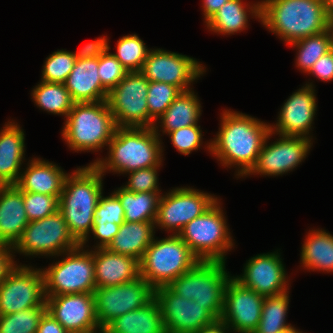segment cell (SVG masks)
I'll return each mask as SVG.
<instances>
[{
  "instance_id": "1",
  "label": "cell",
  "mask_w": 333,
  "mask_h": 333,
  "mask_svg": "<svg viewBox=\"0 0 333 333\" xmlns=\"http://www.w3.org/2000/svg\"><path fill=\"white\" fill-rule=\"evenodd\" d=\"M270 126L247 114L225 110L221 128L207 148L222 166H239L236 175L243 177L255 166Z\"/></svg>"
},
{
  "instance_id": "2",
  "label": "cell",
  "mask_w": 333,
  "mask_h": 333,
  "mask_svg": "<svg viewBox=\"0 0 333 333\" xmlns=\"http://www.w3.org/2000/svg\"><path fill=\"white\" fill-rule=\"evenodd\" d=\"M103 176L91 164L77 168L66 177L59 198L58 211L66 221L70 234L82 247L93 227L95 208L103 193Z\"/></svg>"
},
{
  "instance_id": "3",
  "label": "cell",
  "mask_w": 333,
  "mask_h": 333,
  "mask_svg": "<svg viewBox=\"0 0 333 333\" xmlns=\"http://www.w3.org/2000/svg\"><path fill=\"white\" fill-rule=\"evenodd\" d=\"M260 20L287 44L325 31L329 22L323 0H263Z\"/></svg>"
},
{
  "instance_id": "4",
  "label": "cell",
  "mask_w": 333,
  "mask_h": 333,
  "mask_svg": "<svg viewBox=\"0 0 333 333\" xmlns=\"http://www.w3.org/2000/svg\"><path fill=\"white\" fill-rule=\"evenodd\" d=\"M158 126L153 128L117 127L109 142V156L91 163L102 174L106 170L128 173L141 168L160 166L162 146Z\"/></svg>"
},
{
  "instance_id": "5",
  "label": "cell",
  "mask_w": 333,
  "mask_h": 333,
  "mask_svg": "<svg viewBox=\"0 0 333 333\" xmlns=\"http://www.w3.org/2000/svg\"><path fill=\"white\" fill-rule=\"evenodd\" d=\"M66 118L62 137L75 151H98L108 146L117 129L107 100L74 103Z\"/></svg>"
},
{
  "instance_id": "6",
  "label": "cell",
  "mask_w": 333,
  "mask_h": 333,
  "mask_svg": "<svg viewBox=\"0 0 333 333\" xmlns=\"http://www.w3.org/2000/svg\"><path fill=\"white\" fill-rule=\"evenodd\" d=\"M231 276L223 261H199L188 272L172 281L168 287L184 299L194 300L216 320H220L225 289Z\"/></svg>"
},
{
  "instance_id": "7",
  "label": "cell",
  "mask_w": 333,
  "mask_h": 333,
  "mask_svg": "<svg viewBox=\"0 0 333 333\" xmlns=\"http://www.w3.org/2000/svg\"><path fill=\"white\" fill-rule=\"evenodd\" d=\"M200 260L190 247L175 234L153 239L140 260V276L154 289L168 286L188 272Z\"/></svg>"
},
{
  "instance_id": "8",
  "label": "cell",
  "mask_w": 333,
  "mask_h": 333,
  "mask_svg": "<svg viewBox=\"0 0 333 333\" xmlns=\"http://www.w3.org/2000/svg\"><path fill=\"white\" fill-rule=\"evenodd\" d=\"M219 205L220 202L216 200L178 233L200 261L225 262L226 252L233 247V239Z\"/></svg>"
},
{
  "instance_id": "9",
  "label": "cell",
  "mask_w": 333,
  "mask_h": 333,
  "mask_svg": "<svg viewBox=\"0 0 333 333\" xmlns=\"http://www.w3.org/2000/svg\"><path fill=\"white\" fill-rule=\"evenodd\" d=\"M65 255L66 258L42 270L46 297L94 293L93 251H85L79 245Z\"/></svg>"
},
{
  "instance_id": "10",
  "label": "cell",
  "mask_w": 333,
  "mask_h": 333,
  "mask_svg": "<svg viewBox=\"0 0 333 333\" xmlns=\"http://www.w3.org/2000/svg\"><path fill=\"white\" fill-rule=\"evenodd\" d=\"M149 80L139 72H128L109 92L107 102L117 127L153 128L148 114Z\"/></svg>"
},
{
  "instance_id": "11",
  "label": "cell",
  "mask_w": 333,
  "mask_h": 333,
  "mask_svg": "<svg viewBox=\"0 0 333 333\" xmlns=\"http://www.w3.org/2000/svg\"><path fill=\"white\" fill-rule=\"evenodd\" d=\"M79 245L70 234L62 214L57 211L41 220L29 222L13 250L27 256H59Z\"/></svg>"
},
{
  "instance_id": "12",
  "label": "cell",
  "mask_w": 333,
  "mask_h": 333,
  "mask_svg": "<svg viewBox=\"0 0 333 333\" xmlns=\"http://www.w3.org/2000/svg\"><path fill=\"white\" fill-rule=\"evenodd\" d=\"M34 307H46L42 269L16 264L0 283V315Z\"/></svg>"
},
{
  "instance_id": "13",
  "label": "cell",
  "mask_w": 333,
  "mask_h": 333,
  "mask_svg": "<svg viewBox=\"0 0 333 333\" xmlns=\"http://www.w3.org/2000/svg\"><path fill=\"white\" fill-rule=\"evenodd\" d=\"M155 289L141 276L116 286L94 290L95 314L103 330L115 318L141 308L154 298Z\"/></svg>"
},
{
  "instance_id": "14",
  "label": "cell",
  "mask_w": 333,
  "mask_h": 333,
  "mask_svg": "<svg viewBox=\"0 0 333 333\" xmlns=\"http://www.w3.org/2000/svg\"><path fill=\"white\" fill-rule=\"evenodd\" d=\"M216 200L217 197L190 187L175 188L160 197L154 225L178 235L187 223L199 217Z\"/></svg>"
},
{
  "instance_id": "15",
  "label": "cell",
  "mask_w": 333,
  "mask_h": 333,
  "mask_svg": "<svg viewBox=\"0 0 333 333\" xmlns=\"http://www.w3.org/2000/svg\"><path fill=\"white\" fill-rule=\"evenodd\" d=\"M166 333H195L216 319L194 300L184 299L168 286L154 291Z\"/></svg>"
},
{
  "instance_id": "16",
  "label": "cell",
  "mask_w": 333,
  "mask_h": 333,
  "mask_svg": "<svg viewBox=\"0 0 333 333\" xmlns=\"http://www.w3.org/2000/svg\"><path fill=\"white\" fill-rule=\"evenodd\" d=\"M197 60L175 52L150 49L140 72L149 80L190 90V84L205 70Z\"/></svg>"
},
{
  "instance_id": "17",
  "label": "cell",
  "mask_w": 333,
  "mask_h": 333,
  "mask_svg": "<svg viewBox=\"0 0 333 333\" xmlns=\"http://www.w3.org/2000/svg\"><path fill=\"white\" fill-rule=\"evenodd\" d=\"M263 302V296L243 286L233 276L225 289L220 320L234 332L253 333L261 319Z\"/></svg>"
},
{
  "instance_id": "18",
  "label": "cell",
  "mask_w": 333,
  "mask_h": 333,
  "mask_svg": "<svg viewBox=\"0 0 333 333\" xmlns=\"http://www.w3.org/2000/svg\"><path fill=\"white\" fill-rule=\"evenodd\" d=\"M273 133L270 131L266 137L257 162L247 174H260L278 176L292 171L307 156L312 146L311 138L283 136L275 143L267 145Z\"/></svg>"
},
{
  "instance_id": "19",
  "label": "cell",
  "mask_w": 333,
  "mask_h": 333,
  "mask_svg": "<svg viewBox=\"0 0 333 333\" xmlns=\"http://www.w3.org/2000/svg\"><path fill=\"white\" fill-rule=\"evenodd\" d=\"M46 307L68 333L103 331L97 323L94 293L49 296Z\"/></svg>"
},
{
  "instance_id": "20",
  "label": "cell",
  "mask_w": 333,
  "mask_h": 333,
  "mask_svg": "<svg viewBox=\"0 0 333 333\" xmlns=\"http://www.w3.org/2000/svg\"><path fill=\"white\" fill-rule=\"evenodd\" d=\"M281 260L278 252L258 254L246 262L244 274L234 278L263 297L284 293L288 283Z\"/></svg>"
},
{
  "instance_id": "21",
  "label": "cell",
  "mask_w": 333,
  "mask_h": 333,
  "mask_svg": "<svg viewBox=\"0 0 333 333\" xmlns=\"http://www.w3.org/2000/svg\"><path fill=\"white\" fill-rule=\"evenodd\" d=\"M313 85L307 84L294 92L281 108L276 125L270 131L283 136L304 137L311 130L317 109Z\"/></svg>"
},
{
  "instance_id": "22",
  "label": "cell",
  "mask_w": 333,
  "mask_h": 333,
  "mask_svg": "<svg viewBox=\"0 0 333 333\" xmlns=\"http://www.w3.org/2000/svg\"><path fill=\"white\" fill-rule=\"evenodd\" d=\"M93 251L96 288L120 285L140 276L136 258L114 253L107 248Z\"/></svg>"
},
{
  "instance_id": "23",
  "label": "cell",
  "mask_w": 333,
  "mask_h": 333,
  "mask_svg": "<svg viewBox=\"0 0 333 333\" xmlns=\"http://www.w3.org/2000/svg\"><path fill=\"white\" fill-rule=\"evenodd\" d=\"M28 224L23 191L16 185L0 186V244L14 247Z\"/></svg>"
},
{
  "instance_id": "24",
  "label": "cell",
  "mask_w": 333,
  "mask_h": 333,
  "mask_svg": "<svg viewBox=\"0 0 333 333\" xmlns=\"http://www.w3.org/2000/svg\"><path fill=\"white\" fill-rule=\"evenodd\" d=\"M98 67L99 58L76 60L64 83L74 103L107 100L109 92L101 84Z\"/></svg>"
},
{
  "instance_id": "25",
  "label": "cell",
  "mask_w": 333,
  "mask_h": 333,
  "mask_svg": "<svg viewBox=\"0 0 333 333\" xmlns=\"http://www.w3.org/2000/svg\"><path fill=\"white\" fill-rule=\"evenodd\" d=\"M24 135L15 122H8L0 131V186L15 185L20 178L25 157Z\"/></svg>"
},
{
  "instance_id": "26",
  "label": "cell",
  "mask_w": 333,
  "mask_h": 333,
  "mask_svg": "<svg viewBox=\"0 0 333 333\" xmlns=\"http://www.w3.org/2000/svg\"><path fill=\"white\" fill-rule=\"evenodd\" d=\"M30 162L15 185L21 191L61 196L68 174L52 162L39 158Z\"/></svg>"
},
{
  "instance_id": "27",
  "label": "cell",
  "mask_w": 333,
  "mask_h": 333,
  "mask_svg": "<svg viewBox=\"0 0 333 333\" xmlns=\"http://www.w3.org/2000/svg\"><path fill=\"white\" fill-rule=\"evenodd\" d=\"M103 333H166L158 302L153 298L145 306L115 318Z\"/></svg>"
},
{
  "instance_id": "28",
  "label": "cell",
  "mask_w": 333,
  "mask_h": 333,
  "mask_svg": "<svg viewBox=\"0 0 333 333\" xmlns=\"http://www.w3.org/2000/svg\"><path fill=\"white\" fill-rule=\"evenodd\" d=\"M154 222L125 221L107 249L136 258L139 262L154 239Z\"/></svg>"
},
{
  "instance_id": "29",
  "label": "cell",
  "mask_w": 333,
  "mask_h": 333,
  "mask_svg": "<svg viewBox=\"0 0 333 333\" xmlns=\"http://www.w3.org/2000/svg\"><path fill=\"white\" fill-rule=\"evenodd\" d=\"M201 111V104L190 89L182 91L157 121H161L163 133H169L179 128L198 125Z\"/></svg>"
},
{
  "instance_id": "30",
  "label": "cell",
  "mask_w": 333,
  "mask_h": 333,
  "mask_svg": "<svg viewBox=\"0 0 333 333\" xmlns=\"http://www.w3.org/2000/svg\"><path fill=\"white\" fill-rule=\"evenodd\" d=\"M242 2V0H229L225 3L206 23L208 29L216 33L230 35L246 29L248 22L247 12L261 19V2L251 5L247 10Z\"/></svg>"
},
{
  "instance_id": "31",
  "label": "cell",
  "mask_w": 333,
  "mask_h": 333,
  "mask_svg": "<svg viewBox=\"0 0 333 333\" xmlns=\"http://www.w3.org/2000/svg\"><path fill=\"white\" fill-rule=\"evenodd\" d=\"M301 264L313 271L333 272V236L324 230H312L302 245Z\"/></svg>"
},
{
  "instance_id": "32",
  "label": "cell",
  "mask_w": 333,
  "mask_h": 333,
  "mask_svg": "<svg viewBox=\"0 0 333 333\" xmlns=\"http://www.w3.org/2000/svg\"><path fill=\"white\" fill-rule=\"evenodd\" d=\"M129 222H155L161 195L158 192H131L124 187L114 190Z\"/></svg>"
},
{
  "instance_id": "33",
  "label": "cell",
  "mask_w": 333,
  "mask_h": 333,
  "mask_svg": "<svg viewBox=\"0 0 333 333\" xmlns=\"http://www.w3.org/2000/svg\"><path fill=\"white\" fill-rule=\"evenodd\" d=\"M289 291L264 297L261 319L253 333H282L291 327L286 323V314L289 305Z\"/></svg>"
},
{
  "instance_id": "34",
  "label": "cell",
  "mask_w": 333,
  "mask_h": 333,
  "mask_svg": "<svg viewBox=\"0 0 333 333\" xmlns=\"http://www.w3.org/2000/svg\"><path fill=\"white\" fill-rule=\"evenodd\" d=\"M35 104L53 114L67 117L73 107V100L65 84L41 81L32 91Z\"/></svg>"
},
{
  "instance_id": "35",
  "label": "cell",
  "mask_w": 333,
  "mask_h": 333,
  "mask_svg": "<svg viewBox=\"0 0 333 333\" xmlns=\"http://www.w3.org/2000/svg\"><path fill=\"white\" fill-rule=\"evenodd\" d=\"M289 45L298 47L296 64L303 72H309L313 64L330 51V37L327 30L297 40Z\"/></svg>"
},
{
  "instance_id": "36",
  "label": "cell",
  "mask_w": 333,
  "mask_h": 333,
  "mask_svg": "<svg viewBox=\"0 0 333 333\" xmlns=\"http://www.w3.org/2000/svg\"><path fill=\"white\" fill-rule=\"evenodd\" d=\"M150 50L136 35H126L118 40L117 53H113L116 59L128 72H139Z\"/></svg>"
},
{
  "instance_id": "37",
  "label": "cell",
  "mask_w": 333,
  "mask_h": 333,
  "mask_svg": "<svg viewBox=\"0 0 333 333\" xmlns=\"http://www.w3.org/2000/svg\"><path fill=\"white\" fill-rule=\"evenodd\" d=\"M46 311L47 307H34L0 315V333H37L39 322Z\"/></svg>"
},
{
  "instance_id": "38",
  "label": "cell",
  "mask_w": 333,
  "mask_h": 333,
  "mask_svg": "<svg viewBox=\"0 0 333 333\" xmlns=\"http://www.w3.org/2000/svg\"><path fill=\"white\" fill-rule=\"evenodd\" d=\"M181 92L176 86L150 81L147 92L149 117L156 122Z\"/></svg>"
},
{
  "instance_id": "39",
  "label": "cell",
  "mask_w": 333,
  "mask_h": 333,
  "mask_svg": "<svg viewBox=\"0 0 333 333\" xmlns=\"http://www.w3.org/2000/svg\"><path fill=\"white\" fill-rule=\"evenodd\" d=\"M76 60L74 52L66 50L53 52V54L46 58L41 81L64 84Z\"/></svg>"
},
{
  "instance_id": "40",
  "label": "cell",
  "mask_w": 333,
  "mask_h": 333,
  "mask_svg": "<svg viewBox=\"0 0 333 333\" xmlns=\"http://www.w3.org/2000/svg\"><path fill=\"white\" fill-rule=\"evenodd\" d=\"M60 196L23 191V201L29 222L41 220L59 209Z\"/></svg>"
},
{
  "instance_id": "41",
  "label": "cell",
  "mask_w": 333,
  "mask_h": 333,
  "mask_svg": "<svg viewBox=\"0 0 333 333\" xmlns=\"http://www.w3.org/2000/svg\"><path fill=\"white\" fill-rule=\"evenodd\" d=\"M128 73L109 50L99 57L98 75L102 86L110 92Z\"/></svg>"
},
{
  "instance_id": "42",
  "label": "cell",
  "mask_w": 333,
  "mask_h": 333,
  "mask_svg": "<svg viewBox=\"0 0 333 333\" xmlns=\"http://www.w3.org/2000/svg\"><path fill=\"white\" fill-rule=\"evenodd\" d=\"M124 222V209L119 198L114 193L107 197L101 195L95 208L93 223L122 225Z\"/></svg>"
},
{
  "instance_id": "43",
  "label": "cell",
  "mask_w": 333,
  "mask_h": 333,
  "mask_svg": "<svg viewBox=\"0 0 333 333\" xmlns=\"http://www.w3.org/2000/svg\"><path fill=\"white\" fill-rule=\"evenodd\" d=\"M173 146L184 155L200 148L202 144V130L198 125H191L168 133Z\"/></svg>"
},
{
  "instance_id": "44",
  "label": "cell",
  "mask_w": 333,
  "mask_h": 333,
  "mask_svg": "<svg viewBox=\"0 0 333 333\" xmlns=\"http://www.w3.org/2000/svg\"><path fill=\"white\" fill-rule=\"evenodd\" d=\"M159 166H153L150 168H141L128 172L130 175L127 185L123 186L126 190L131 192H158V177L157 170Z\"/></svg>"
},
{
  "instance_id": "45",
  "label": "cell",
  "mask_w": 333,
  "mask_h": 333,
  "mask_svg": "<svg viewBox=\"0 0 333 333\" xmlns=\"http://www.w3.org/2000/svg\"><path fill=\"white\" fill-rule=\"evenodd\" d=\"M119 227L120 225L115 223H93L91 231L94 235V239L100 240L98 246H95V249L107 248L117 235Z\"/></svg>"
},
{
  "instance_id": "46",
  "label": "cell",
  "mask_w": 333,
  "mask_h": 333,
  "mask_svg": "<svg viewBox=\"0 0 333 333\" xmlns=\"http://www.w3.org/2000/svg\"><path fill=\"white\" fill-rule=\"evenodd\" d=\"M108 39L104 36L95 41L87 43L85 46L80 48V50L74 53L76 59H92L99 58L104 55L110 46L108 45Z\"/></svg>"
},
{
  "instance_id": "47",
  "label": "cell",
  "mask_w": 333,
  "mask_h": 333,
  "mask_svg": "<svg viewBox=\"0 0 333 333\" xmlns=\"http://www.w3.org/2000/svg\"><path fill=\"white\" fill-rule=\"evenodd\" d=\"M322 81L333 80V52L330 50L321 56L308 72Z\"/></svg>"
},
{
  "instance_id": "48",
  "label": "cell",
  "mask_w": 333,
  "mask_h": 333,
  "mask_svg": "<svg viewBox=\"0 0 333 333\" xmlns=\"http://www.w3.org/2000/svg\"><path fill=\"white\" fill-rule=\"evenodd\" d=\"M13 247L0 244V283L4 280L8 272L15 266L13 260Z\"/></svg>"
},
{
  "instance_id": "49",
  "label": "cell",
  "mask_w": 333,
  "mask_h": 333,
  "mask_svg": "<svg viewBox=\"0 0 333 333\" xmlns=\"http://www.w3.org/2000/svg\"><path fill=\"white\" fill-rule=\"evenodd\" d=\"M37 333H68L64 327L47 311L42 316Z\"/></svg>"
},
{
  "instance_id": "50",
  "label": "cell",
  "mask_w": 333,
  "mask_h": 333,
  "mask_svg": "<svg viewBox=\"0 0 333 333\" xmlns=\"http://www.w3.org/2000/svg\"><path fill=\"white\" fill-rule=\"evenodd\" d=\"M229 0H203V14L207 23Z\"/></svg>"
},
{
  "instance_id": "51",
  "label": "cell",
  "mask_w": 333,
  "mask_h": 333,
  "mask_svg": "<svg viewBox=\"0 0 333 333\" xmlns=\"http://www.w3.org/2000/svg\"><path fill=\"white\" fill-rule=\"evenodd\" d=\"M227 330H230L227 324H225L221 320H216L211 325L202 327L199 331H196L195 333H228Z\"/></svg>"
},
{
  "instance_id": "52",
  "label": "cell",
  "mask_w": 333,
  "mask_h": 333,
  "mask_svg": "<svg viewBox=\"0 0 333 333\" xmlns=\"http://www.w3.org/2000/svg\"><path fill=\"white\" fill-rule=\"evenodd\" d=\"M325 10L329 19L333 18V0H323Z\"/></svg>"
},
{
  "instance_id": "53",
  "label": "cell",
  "mask_w": 333,
  "mask_h": 333,
  "mask_svg": "<svg viewBox=\"0 0 333 333\" xmlns=\"http://www.w3.org/2000/svg\"><path fill=\"white\" fill-rule=\"evenodd\" d=\"M327 32L330 37V50L333 52V18L329 19L328 26H327Z\"/></svg>"
},
{
  "instance_id": "54",
  "label": "cell",
  "mask_w": 333,
  "mask_h": 333,
  "mask_svg": "<svg viewBox=\"0 0 333 333\" xmlns=\"http://www.w3.org/2000/svg\"><path fill=\"white\" fill-rule=\"evenodd\" d=\"M282 333H302V332L298 331V329H295L294 327H291L290 329H288Z\"/></svg>"
},
{
  "instance_id": "55",
  "label": "cell",
  "mask_w": 333,
  "mask_h": 333,
  "mask_svg": "<svg viewBox=\"0 0 333 333\" xmlns=\"http://www.w3.org/2000/svg\"><path fill=\"white\" fill-rule=\"evenodd\" d=\"M86 333H96V331H90V332H86ZM99 333H103V331H100Z\"/></svg>"
}]
</instances>
